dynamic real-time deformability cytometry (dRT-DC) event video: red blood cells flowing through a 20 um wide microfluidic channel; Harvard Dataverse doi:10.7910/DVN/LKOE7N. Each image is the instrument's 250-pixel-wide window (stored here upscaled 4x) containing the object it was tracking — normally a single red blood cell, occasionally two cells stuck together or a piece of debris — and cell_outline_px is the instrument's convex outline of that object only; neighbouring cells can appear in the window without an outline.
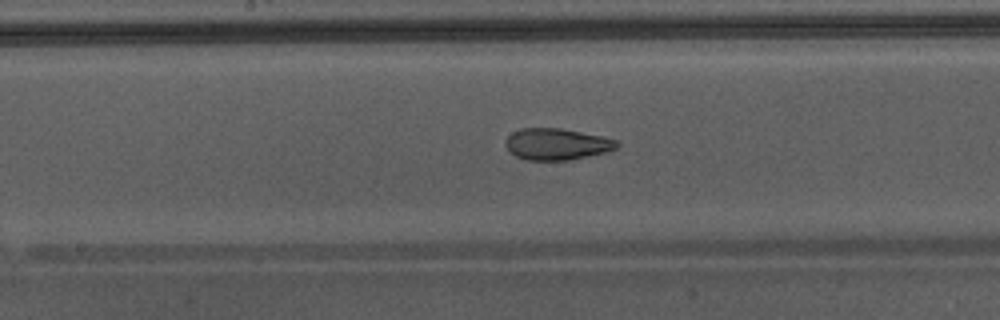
{"species": "Egyptian fruit bat (a non-hibernating species)", "species_latin": "Rousettus aegyptiacus", "temperature_condition": "warm", "stored_images_in_passage": 38, "camera_frame_rate_fps": 3000, "um_per_image_px": 0.085, "animal": {"sex": "male"}, "frame": {"image": 1, "passage_image": 22, "time_ms": 7.0, "image_size_px": [1000, 320], "cell_outline_px": [[620, 144], [616, 148], [604, 152], [588, 156], [568, 160], [524, 160], [508, 152], [504, 144], [508, 136], [512, 132], [520, 128], [560, 128], [600, 136], [616, 140]], "centroid_in_image_um": [47.26, 12.25], "position_along_channel_um": 200.9, "area_um2": 20.4}}
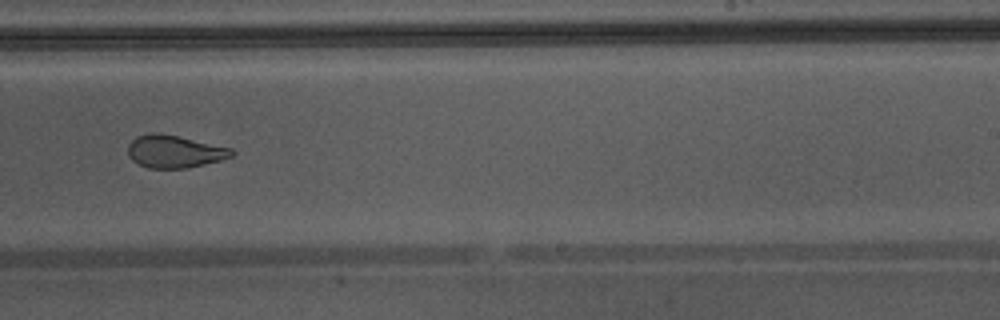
{"frame": {"image": 2, "passage_image": 27, "time_ms": 8.667, "image_size_px": [1000, 320], "cell_outline_px": [[236, 152], [232, 156], [220, 160], [184, 168], [148, 168], [132, 160], [128, 156], [128, 144], [136, 136], [152, 132], [160, 132], [232, 148]], "centroid_in_image_um": [14.81, 12.86], "position_along_channel_um": 274.2, "area_um2": 19.65}}